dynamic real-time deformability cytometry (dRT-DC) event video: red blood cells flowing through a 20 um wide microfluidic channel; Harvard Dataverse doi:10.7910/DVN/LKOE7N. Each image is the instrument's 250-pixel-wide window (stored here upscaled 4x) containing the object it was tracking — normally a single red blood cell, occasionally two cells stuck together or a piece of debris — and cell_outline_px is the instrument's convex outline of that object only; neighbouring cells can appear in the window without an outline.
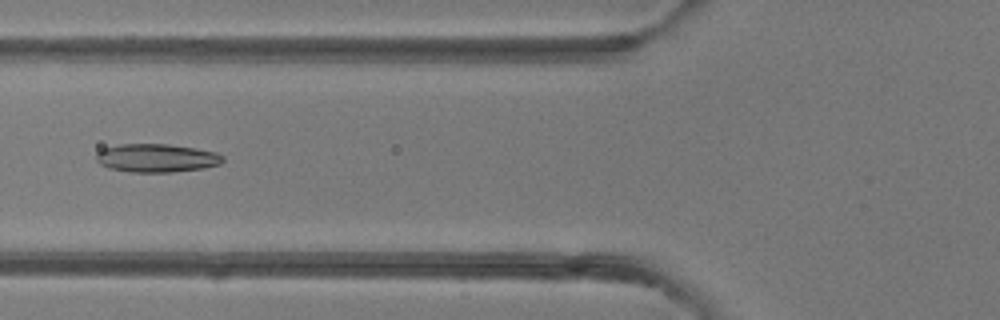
{"species": "common noctule bat (a hibernating species)", "species_latin": "Nyctalus noctula", "temperature_condition": "room temperature", "stored_images_in_passage": 42, "camera_frame_rate_fps": 3000, "um_per_image_px": 0.085, "animal": {"sex": "female"}, "frame": {"image": 1, "passage_image": 12, "time_ms": 3.667, "image_size_px": [1000, 320], "cell_outline_px": [[224, 160], [220, 164], [204, 168], [172, 172], [128, 172], [108, 168], [100, 164], [96, 160], [96, 152], [100, 148], [120, 144], [168, 144], [196, 148], [216, 152], [224, 156]], "centroid_in_image_um": [13.28, 13.43], "position_along_channel_um": 112.5, "area_um2": 21.21}}
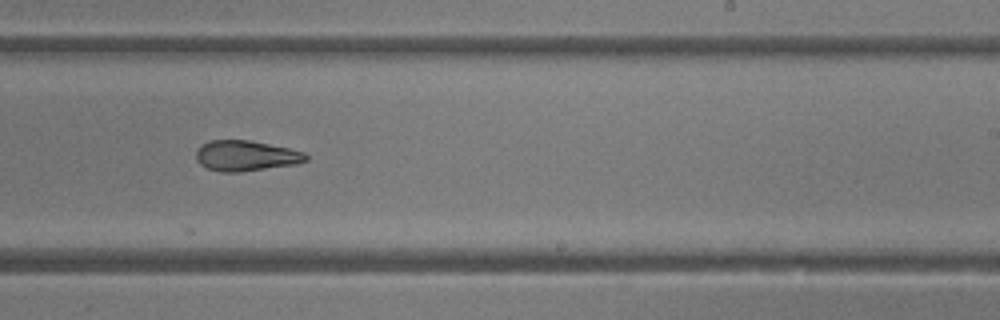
{"frame": {"image": 2, "passage_image": 23, "time_ms": 7.333, "image_size_px": [1000, 320], "cell_outline_px": [[308, 160], [296, 164], [240, 172], [220, 172], [208, 168], [200, 164], [196, 160], [196, 148], [200, 144], [212, 140], [248, 140], [288, 148], [304, 152], [308, 156]], "centroid_in_image_um": [20.87, 13.24], "position_along_channel_um": 268.1, "area_um2": 19.54}}
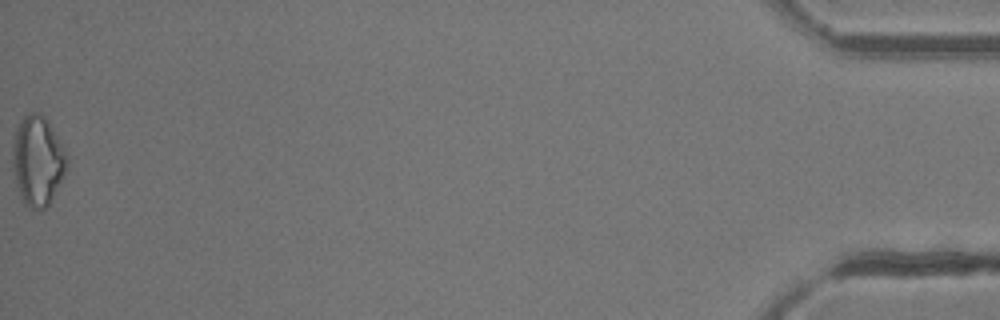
{"frame": {"image": 3, "passage_image": 42, "time_ms": 13.667, "image_size_px": [1000, 320], "cell_outline_px": [[68, 160], [64, 172], [52, 200], [44, 208], [28, 208], [20, 200], [12, 164], [12, 148], [16, 128], [20, 120], [28, 112], [40, 112], [48, 120], [64, 148]], "centroid_in_image_um": [3.17, 13.64], "position_along_channel_um": 432.0, "area_um2": 28.44}, "authors_computed_cell_mechanics": {"area_um2": 21.2126, "velocity_mm_per_s": 4.233, "shape_relaxation_time_tau1_ms": 4.5859, "shape_relaxation_time_tau2_ms": 4.1069, "deformation_change_tau1": 0.1211, "deformation_change_tau2": 0.1262}}